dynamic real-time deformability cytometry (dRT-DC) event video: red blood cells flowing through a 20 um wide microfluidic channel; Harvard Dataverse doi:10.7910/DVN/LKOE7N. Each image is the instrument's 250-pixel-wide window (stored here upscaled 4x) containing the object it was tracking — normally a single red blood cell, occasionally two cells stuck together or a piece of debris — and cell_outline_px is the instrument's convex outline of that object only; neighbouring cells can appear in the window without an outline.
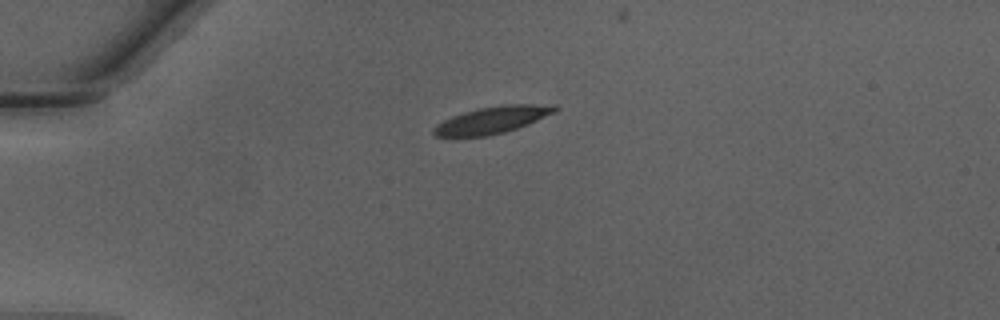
{"species": "Egyptian fruit bat (a non-hibernating species)", "species_latin": "Rousettus aegyptiacus", "temperature_condition": "warm", "stored_images_in_passage": 35, "camera_frame_rate_fps": 3000, "um_per_image_px": 0.085, "animal": {"sex": "male"}, "frame": {"image": 1, "passage_image": 1, "time_ms": 0.0, "image_size_px": [1000, 320], "cell_outline_px": [[560, 108], [556, 112], [528, 124], [504, 132], [488, 136], [436, 136], [432, 132], [436, 124], [452, 116], [476, 108], [500, 104], [556, 104]], "centroid_in_image_um": [41.9, 10.17], "position_along_channel_um": 43.1, "area_um2": 19.19}}
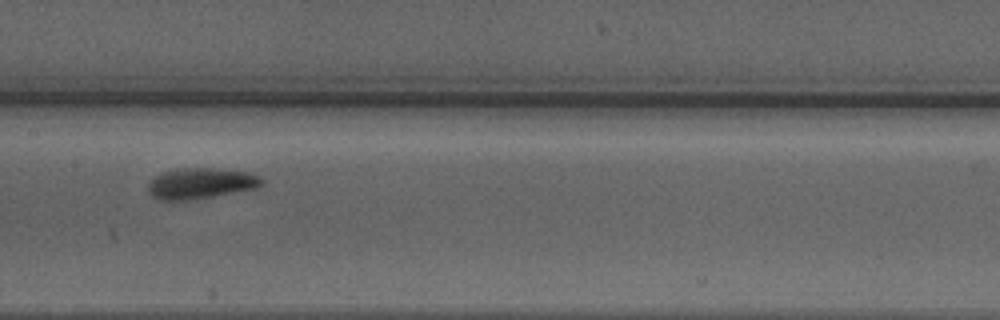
{"frame": {"image": 2, "passage_image": 14, "time_ms": 4.333, "image_size_px": [1000, 320], "cell_outline_px": [[264, 184], [256, 188], [212, 196], [184, 200], [160, 200], [152, 196], [148, 192], [148, 184], [156, 176], [164, 172], [184, 168], [208, 168], [248, 172], [260, 176], [264, 180]], "centroid_in_image_um": [17.08, 15.59], "position_along_channel_um": 190.3, "area_um2": 20.06}}
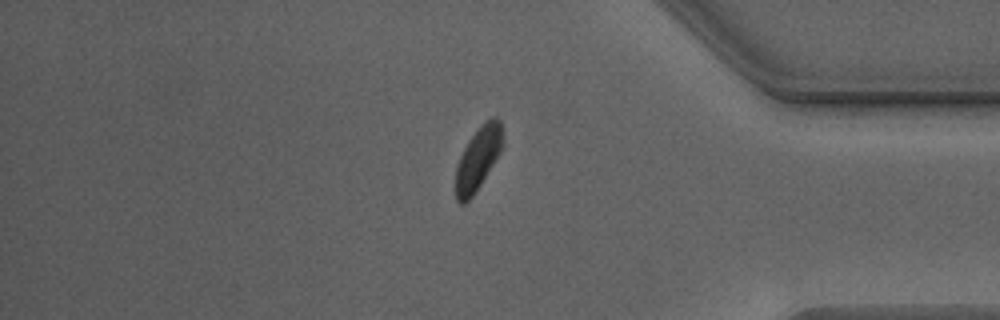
{"frame": {"image": 3, "passage_image": 30, "time_ms": 9.667, "image_size_px": [1000, 320], "cell_outline_px": [[504, 144], [500, 152], [480, 184], [472, 196], [464, 204], [460, 204], [456, 200], [456, 168], [460, 156], [468, 140], [480, 124], [484, 120], [492, 116], [496, 116], [500, 120], [504, 132]], "centroid_in_image_um": [40.66, 13.39], "position_along_channel_um": 394.5, "area_um2": 17.4}, "authors_computed_cell_mechanics": {"area_um2": 19.2474, "velocity_mm_per_s": 4.2241, "shape_relaxation_time_tau1_ms": 2.1889, "shape_relaxation_time_tau2_ms": 1.112, "deformation_change_tau1": 0.1418, "deformation_change_tau2": 0.0628}}